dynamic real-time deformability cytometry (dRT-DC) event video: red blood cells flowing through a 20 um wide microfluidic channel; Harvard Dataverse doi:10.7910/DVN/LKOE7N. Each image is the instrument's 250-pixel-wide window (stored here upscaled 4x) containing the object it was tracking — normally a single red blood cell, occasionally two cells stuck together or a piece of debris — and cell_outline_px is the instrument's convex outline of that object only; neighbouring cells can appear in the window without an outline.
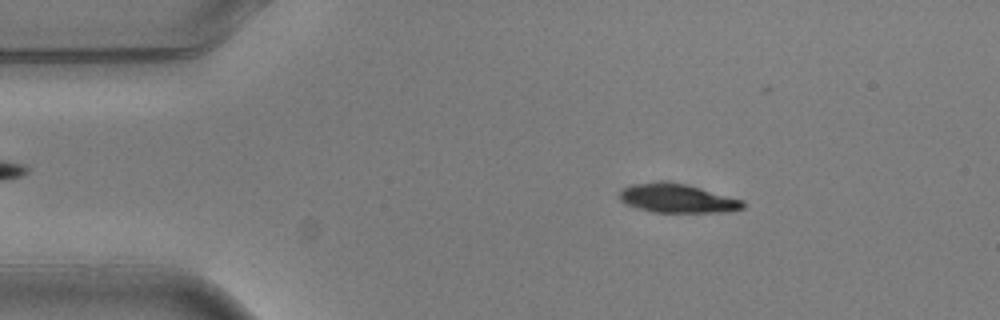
{"species": "common noctule bat (a hibernating species)", "species_latin": "Nyctalus noctula", "temperature_condition": "warm", "stored_images_in_passage": 9, "camera_frame_rate_fps": 3000, "um_per_image_px": 0.085, "animal": {"sex": "male", "body_mass_g": 20.5, "forearm_length_mm": 52.5}, "frame": {"image": 1, "passage_image": 2, "time_ms": 0.333, "image_size_px": [1000, 320], "cell_outline_px": [[744, 208], [724, 212], [652, 212], [636, 208], [620, 200], [620, 188], [632, 184], [660, 180], [664, 180], [688, 184], [744, 200]], "centroid_in_image_um": [57.55, 16.84], "position_along_channel_um": 27.4, "area_um2": 21.1}}
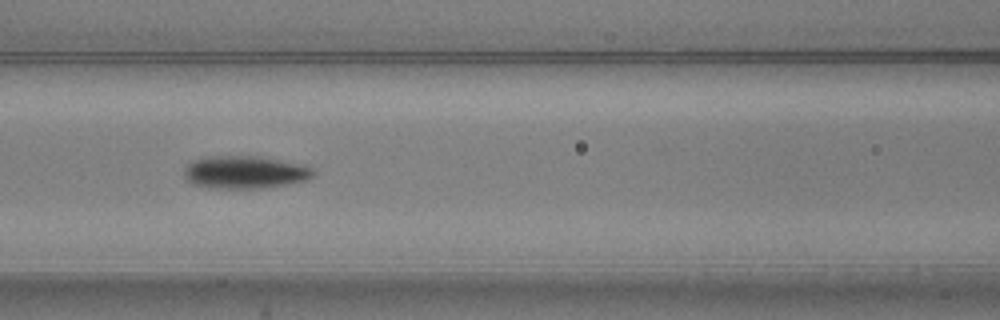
{"frame": {"image": 2, "passage_image": 6, "time_ms": 1.667, "image_size_px": [1000, 320], "cell_outline_px": [[316, 172], [312, 176], [304, 180], [264, 188], [208, 188], [192, 184], [184, 176], [184, 168], [192, 160], [204, 156], [260, 156], [296, 164], [312, 168]], "centroid_in_image_um": [20.72, 14.63], "position_along_channel_um": 145.9, "area_um2": 24.45}}
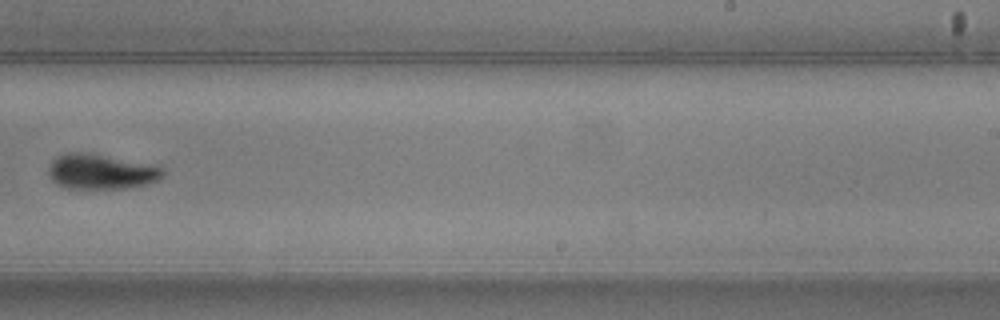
{"frame": {"image": 3, "passage_image": 9, "time_ms": 2.667, "image_size_px": [1000, 320], "cell_outline_px": [[164, 176], [160, 180], [128, 188], [64, 188], [56, 184], [52, 180], [48, 172], [48, 168], [52, 160], [68, 152], [76, 152], [156, 164], [164, 168]], "centroid_in_image_um": [8.63, 14.6], "position_along_channel_um": 280.4, "area_um2": 23.24}}